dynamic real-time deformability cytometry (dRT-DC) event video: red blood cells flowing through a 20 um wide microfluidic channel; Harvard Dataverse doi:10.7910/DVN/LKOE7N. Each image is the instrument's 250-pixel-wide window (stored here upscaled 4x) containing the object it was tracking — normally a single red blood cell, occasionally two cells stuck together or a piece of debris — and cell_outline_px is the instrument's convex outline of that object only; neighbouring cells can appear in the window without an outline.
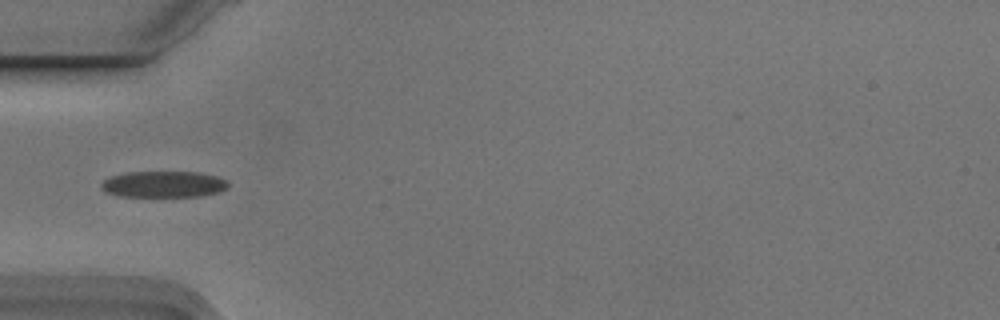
{"species": "Egyptian fruit bat (a non-hibernating species)", "species_latin": "Rousettus aegyptiacus", "temperature_condition": "cold", "stored_images_in_passage": 7, "camera_frame_rate_fps": 3000, "um_per_image_px": 0.085, "animal": {"sex": "male"}, "frame": {"image": 1, "passage_image": 4, "time_ms": 1.0, "image_size_px": [1000, 320], "cell_outline_px": [[228, 188], [220, 192], [204, 196], [116, 196], [104, 192], [100, 188], [100, 184], [104, 180], [112, 176], [124, 172], [200, 172], [216, 176], [224, 180], [228, 184]], "centroid_in_image_um": [13.88, 15.66], "position_along_channel_um": 71.1, "area_um2": 19.59}}
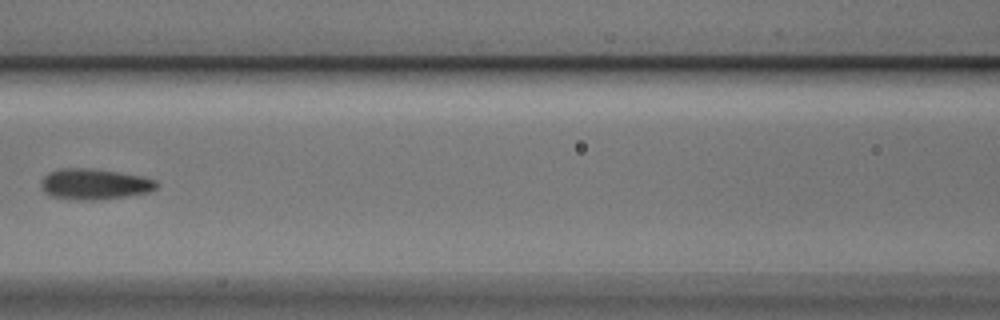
{"frame": {"image": 2, "passage_image": 6, "time_ms": 1.667, "image_size_px": [1000, 320], "cell_outline_px": [[160, 184], [156, 188], [148, 192], [100, 200], [76, 200], [48, 196], [40, 188], [40, 184], [44, 176], [48, 172], [60, 168], [80, 168], [116, 172], [144, 176], [156, 180]], "centroid_in_image_um": [7.99, 15.66], "position_along_channel_um": 158.6, "area_um2": 20.81}}
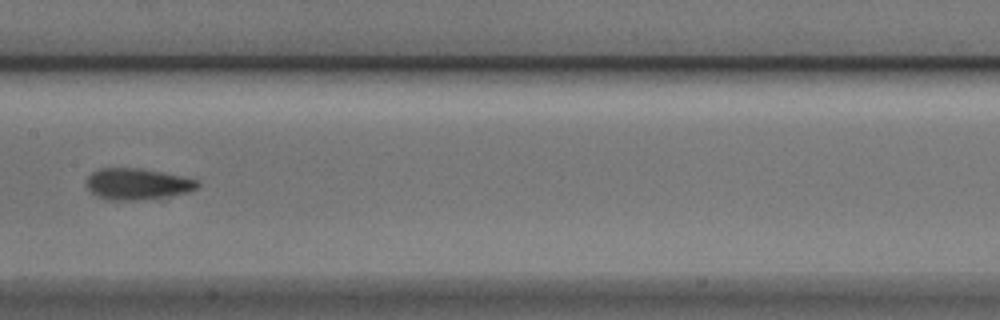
{"frame": {"image": 3, "passage_image": 7, "time_ms": 2.0, "image_size_px": [1000, 320], "cell_outline_px": [[200, 184], [196, 188], [188, 192], [168, 196], [144, 200], [104, 200], [96, 196], [88, 188], [88, 176], [92, 172], [100, 168], [140, 168], [184, 176], [200, 180]], "centroid_in_image_um": [11.7, 15.64], "position_along_channel_um": 195.7, "area_um2": 20.4}}